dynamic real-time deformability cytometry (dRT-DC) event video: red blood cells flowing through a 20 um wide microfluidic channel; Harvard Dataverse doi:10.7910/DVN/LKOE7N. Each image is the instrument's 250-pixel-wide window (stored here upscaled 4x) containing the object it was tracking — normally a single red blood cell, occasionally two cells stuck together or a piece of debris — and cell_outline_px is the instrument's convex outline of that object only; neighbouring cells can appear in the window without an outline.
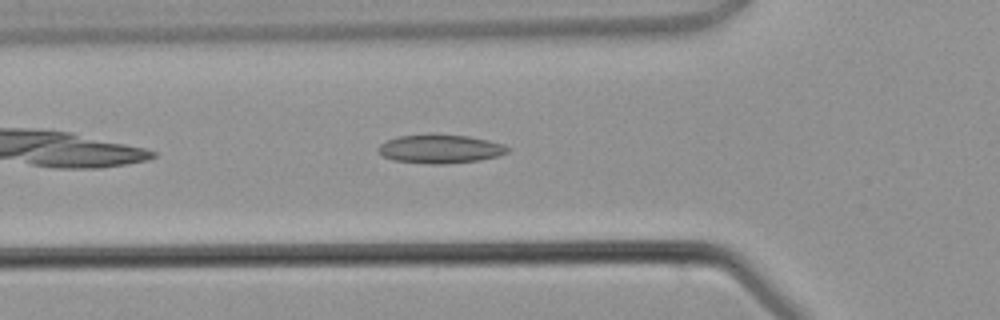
{"species": "common noctule bat (a hibernating species)", "species_latin": "Nyctalus noctula", "temperature_condition": "warm", "stored_images_in_passage": 6, "camera_frame_rate_fps": 3000, "um_per_image_px": 0.085, "animal": {"sex": "male", "body_mass_g": 21.5, "forearm_length_mm": 52.0}, "frame": {"image": 1, "passage_image": 6, "time_ms": 7.333, "image_size_px": [1000, 320], "cell_outline_px": [[512, 148], [508, 152], [500, 156], [480, 160], [444, 164], [428, 164], [392, 160], [384, 156], [380, 152], [380, 144], [388, 140], [400, 136], [428, 132], [468, 136], [488, 140], [504, 144]], "centroid_in_image_um": [37.47, 12.64], "position_along_channel_um": 88.3, "area_um2": 22.08}}